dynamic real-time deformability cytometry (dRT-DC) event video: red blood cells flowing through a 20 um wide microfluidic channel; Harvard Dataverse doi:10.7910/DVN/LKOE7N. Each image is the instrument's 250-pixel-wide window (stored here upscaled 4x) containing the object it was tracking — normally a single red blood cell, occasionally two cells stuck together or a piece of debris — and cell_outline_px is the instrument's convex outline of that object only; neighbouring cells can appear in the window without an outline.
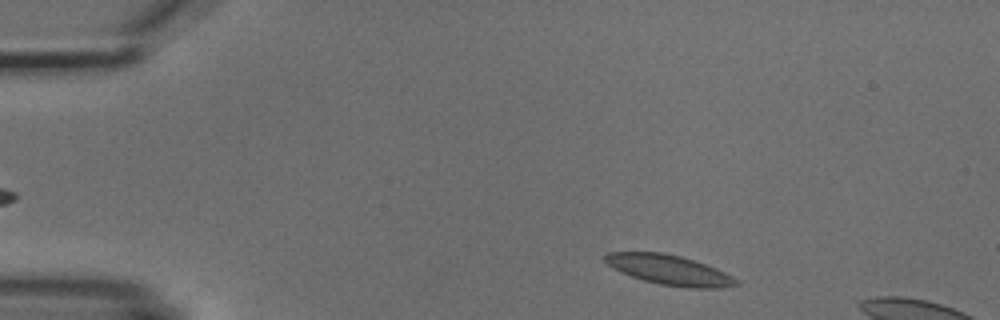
{"species": "common noctule bat (a hibernating species)", "species_latin": "Nyctalus noctula", "temperature_condition": "cold", "stored_images_in_passage": 3, "segment_of_instrument_passage": [1, 2], "camera_frame_rate_fps": 3000, "um_per_image_px": 0.085, "animal": {"sex": "male", "body_mass_g": 18.8}, "frame": {"image": 1, "passage_image": 1, "time_ms": 0.0, "image_size_px": [1000, 320], "cell_outline_px": [[740, 284], [724, 288], [688, 288], [660, 284], [644, 280], [620, 272], [612, 268], [604, 260], [604, 256], [608, 252], [664, 252], [680, 256], [716, 268], [740, 280]], "centroid_in_image_um": [56.91, 22.95], "position_along_channel_um": 28.1, "area_um2": 22.83}}